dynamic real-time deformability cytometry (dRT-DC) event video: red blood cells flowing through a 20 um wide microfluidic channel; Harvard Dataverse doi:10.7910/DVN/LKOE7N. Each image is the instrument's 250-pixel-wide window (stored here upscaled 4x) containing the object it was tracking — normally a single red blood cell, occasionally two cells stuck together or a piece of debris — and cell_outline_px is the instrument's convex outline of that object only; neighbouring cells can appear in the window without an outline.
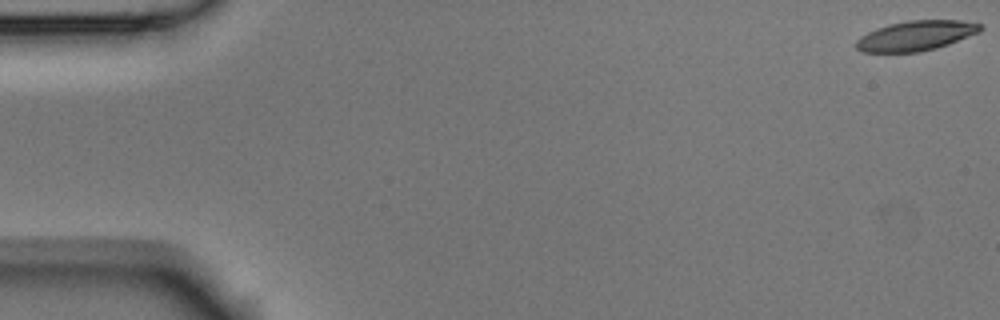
{"species": "Egyptian fruit bat (a non-hibernating species)", "species_latin": "Rousettus aegyptiacus", "temperature_condition": "room temperature", "stored_images_in_passage": 6, "camera_frame_rate_fps": 3000, "um_per_image_px": 0.085, "animal": {"sex": "male"}, "frame": {"image": 1, "passage_image": 1, "time_ms": 0.0, "image_size_px": [1000, 320], "cell_outline_px": [[984, 28], [980, 32], [948, 44], [936, 48], [920, 52], [860, 52], [856, 48], [856, 40], [860, 36], [876, 28], [888, 24], [908, 20], [960, 20], [984, 24]], "centroid_in_image_um": [77.86, 3.03], "position_along_channel_um": 7.1, "area_um2": 21.85}}
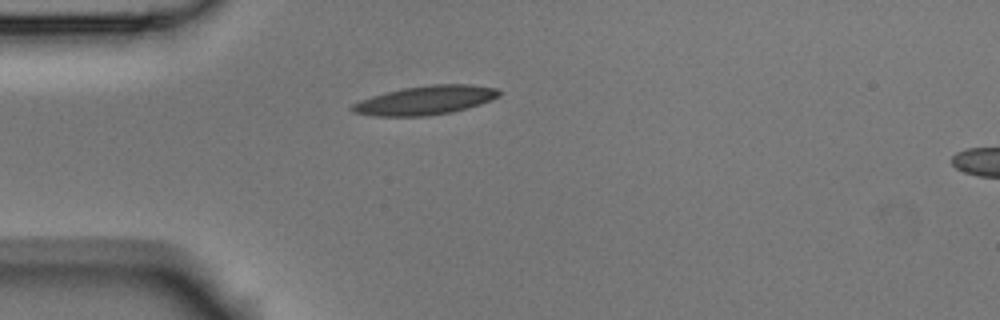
{"frame": {"image": 2, "passage_image": 5, "time_ms": 1.333, "image_size_px": [1000, 320], "cell_outline_px": [[500, 96], [480, 104], [452, 112], [424, 116], [376, 116], [352, 112], [352, 104], [360, 100], [372, 96], [404, 88], [432, 84], [472, 84], [496, 88], [500, 92]], "centroid_in_image_um": [36.18, 8.52], "position_along_channel_um": 48.8, "area_um2": 24.51}}